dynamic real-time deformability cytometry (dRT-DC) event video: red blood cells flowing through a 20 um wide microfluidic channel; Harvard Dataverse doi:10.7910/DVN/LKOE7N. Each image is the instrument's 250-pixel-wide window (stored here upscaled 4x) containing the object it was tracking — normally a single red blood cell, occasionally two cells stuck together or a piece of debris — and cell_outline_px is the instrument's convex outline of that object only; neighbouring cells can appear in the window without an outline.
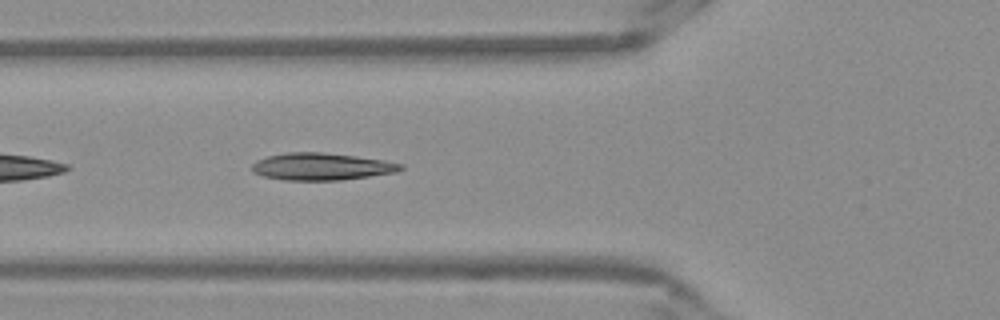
{"species": "Egyptian fruit bat (a non-hibernating species)", "species_latin": "Rousettus aegyptiacus", "temperature_condition": "warm", "stored_images_in_passage": 24, "camera_frame_rate_fps": 3000, "um_per_image_px": 0.085, "frame": {"image": 1, "passage_image": 6, "time_ms": 1.667, "image_size_px": [1000, 320], "cell_outline_px": [[404, 168], [396, 172], [340, 180], [284, 180], [264, 176], [252, 172], [252, 164], [256, 160], [268, 156], [284, 152], [324, 152], [356, 156], [404, 164]], "centroid_in_image_um": [27.29, 14.15], "position_along_channel_um": 98.5, "area_um2": 23.47}}
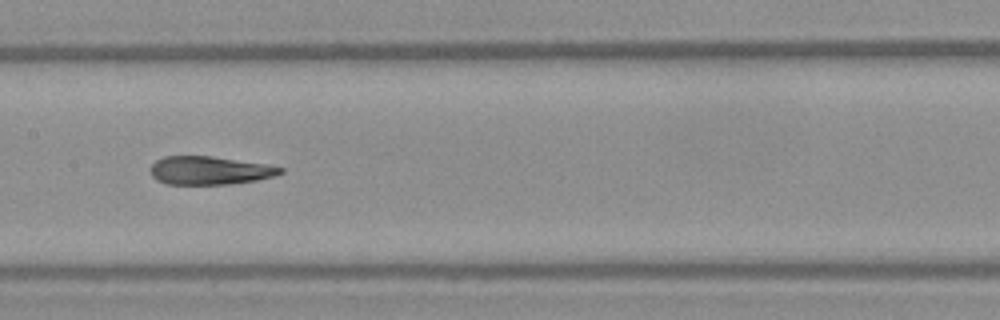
{"frame": {"image": 2, "passage_image": 13, "time_ms": 4.0, "image_size_px": [1000, 320], "cell_outline_px": [[284, 172], [272, 176], [256, 180], [228, 184], [168, 184], [156, 180], [152, 176], [152, 164], [156, 160], [164, 156], [212, 156], [264, 164], [284, 168]], "centroid_in_image_um": [17.8, 14.49], "position_along_channel_um": 189.6, "area_um2": 21.15}}
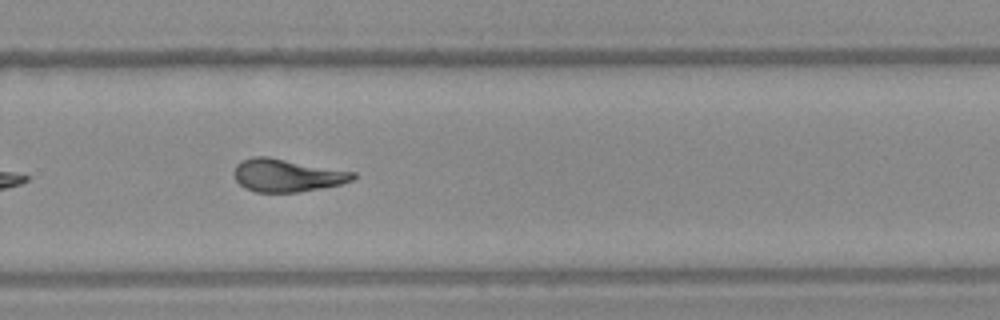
{"frame": {"image": 3, "passage_image": 22, "time_ms": 7.0, "image_size_px": [1000, 320], "cell_outline_px": [[356, 176], [352, 180], [340, 184], [320, 188], [296, 192], [256, 192], [244, 188], [236, 180], [232, 172], [236, 164], [240, 160], [252, 156], [268, 156], [356, 172]], "centroid_in_image_um": [24.34, 14.89], "position_along_channel_um": 305.5, "area_um2": 22.89}}